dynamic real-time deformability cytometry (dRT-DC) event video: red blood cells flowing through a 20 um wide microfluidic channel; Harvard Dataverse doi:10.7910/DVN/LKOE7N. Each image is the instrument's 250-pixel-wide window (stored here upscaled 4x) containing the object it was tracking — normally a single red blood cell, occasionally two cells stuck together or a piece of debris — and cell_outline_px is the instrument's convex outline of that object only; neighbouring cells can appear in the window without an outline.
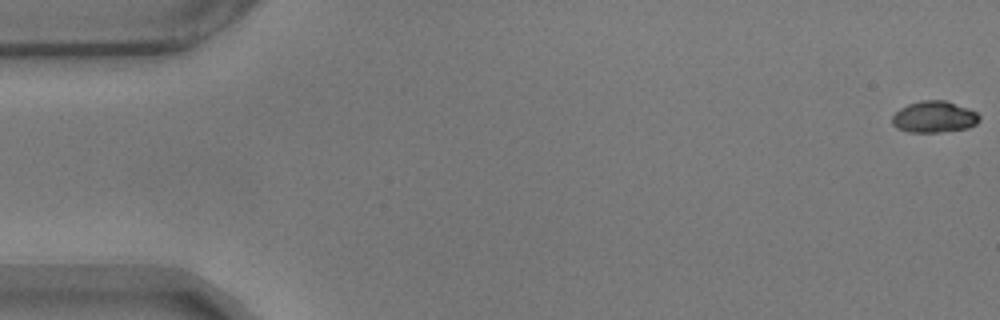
{"species": "common noctule bat (a hibernating species)", "species_latin": "Nyctalus noctula", "temperature_condition": "warm", "stored_images_in_passage": 13, "camera_frame_rate_fps": 3000, "um_per_image_px": 0.085, "animal": {"sex": "male", "body_mass_g": 17.9}, "frame": {"image": 1, "passage_image": 1, "time_ms": 0.0, "image_size_px": [1000, 320], "cell_outline_px": [[980, 120], [976, 124], [968, 128], [940, 132], [908, 132], [896, 128], [892, 124], [892, 116], [900, 108], [908, 104], [920, 100], [944, 100], [976, 112], [980, 116]], "centroid_in_image_um": [79.38, 9.94], "position_along_channel_um": 5.6, "area_um2": 15.95}}